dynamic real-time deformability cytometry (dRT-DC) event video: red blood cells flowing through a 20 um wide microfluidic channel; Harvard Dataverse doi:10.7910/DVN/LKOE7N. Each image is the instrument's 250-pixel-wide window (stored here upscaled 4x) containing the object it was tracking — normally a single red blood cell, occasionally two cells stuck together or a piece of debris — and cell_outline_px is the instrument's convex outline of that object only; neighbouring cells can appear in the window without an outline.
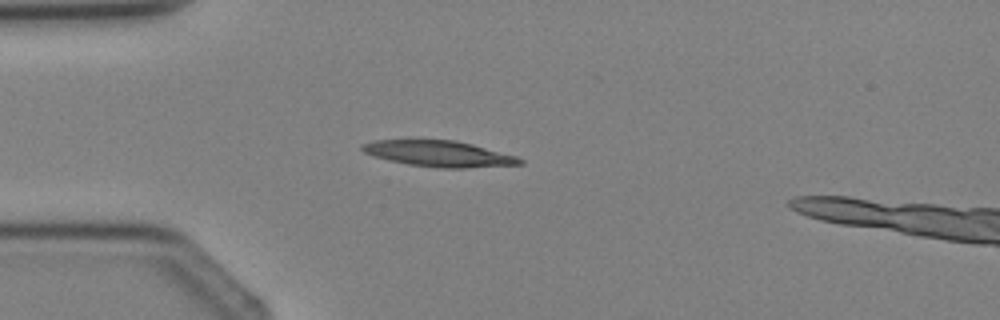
{"species": "Egyptian fruit bat (a non-hibernating species)", "species_latin": "Rousettus aegyptiacus", "temperature_condition": "cold", "stored_images_in_passage": 2, "camera_frame_rate_fps": 3000, "um_per_image_px": 0.085, "animal": {"sex": "female"}, "frame": {"image": 1, "passage_image": 2, "time_ms": 1.333, "image_size_px": [1000, 320], "cell_outline_px": [[524, 164], [464, 168], [440, 168], [408, 164], [388, 160], [364, 152], [360, 148], [360, 144], [372, 140], [456, 140], [472, 144], [516, 156], [524, 160]], "centroid_in_image_um": [37.3, 13.06], "position_along_channel_um": 47.7, "area_um2": 23.76}}